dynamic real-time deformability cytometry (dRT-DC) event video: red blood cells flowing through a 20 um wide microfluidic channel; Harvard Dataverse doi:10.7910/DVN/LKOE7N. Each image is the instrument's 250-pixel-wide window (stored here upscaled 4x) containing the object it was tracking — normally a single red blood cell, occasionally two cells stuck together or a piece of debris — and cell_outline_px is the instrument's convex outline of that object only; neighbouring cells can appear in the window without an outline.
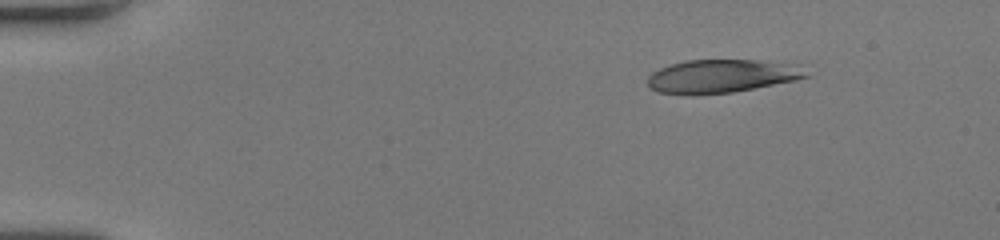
{"species": "human", "species_latin": "Homo sapiens", "temperature_condition": "room temperature", "stored_images_in_passage": 46, "camera_frame_rate_fps": 3000, "um_per_image_px": 0.085, "donor": {"sex": "female"}, "frame": {"image": 1, "passage_image": 1, "time_ms": 0.0, "image_size_px": [1000, 240], "cell_outline_px": [[812, 76], [796, 80], [732, 92], [692, 96], [688, 96], [656, 92], [648, 88], [648, 76], [652, 72], [660, 68], [684, 60], [756, 60], [800, 64]], "centroid_in_image_um": [61.34, 6.48], "position_along_channel_um": 23.7, "area_um2": 31.39}}
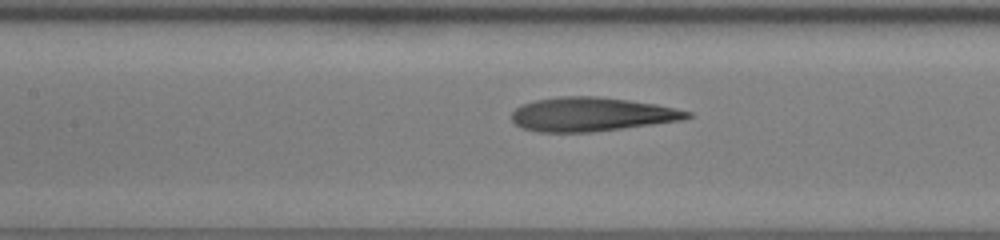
{"frame": {"image": 2, "passage_image": 19, "time_ms": 6.0, "image_size_px": [1000, 240], "cell_outline_px": [[692, 116], [680, 120], [592, 132], [536, 132], [524, 128], [516, 124], [512, 120], [512, 112], [516, 108], [524, 104], [536, 100], [560, 96], [596, 96], [628, 100], [656, 104], [692, 112]], "centroid_in_image_um": [50.26, 9.71], "position_along_channel_um": 157.1, "area_um2": 34.33}}
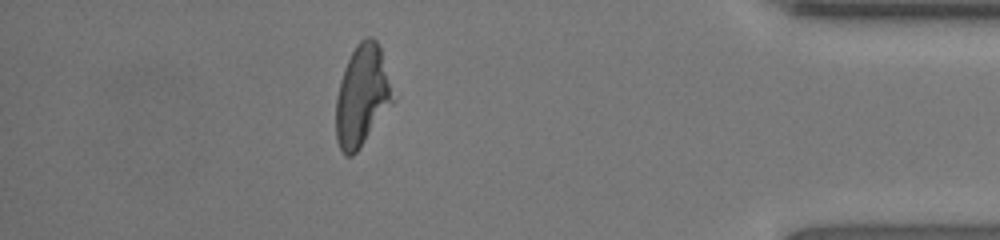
{"frame": {"image": 3, "passage_image": 40, "time_ms": 13.0, "image_size_px": [1000, 240], "cell_outline_px": [[400, 96], [356, 152], [352, 156], [344, 156], [336, 140], [336, 96], [340, 80], [344, 68], [356, 44], [360, 40], [368, 36], [372, 36], [376, 40], [380, 48]], "centroid_in_image_um": [30.86, 8.12], "position_along_channel_um": 404.3, "area_um2": 34.68}, "authors_computed_cell_mechanics": {"area_um2": 34.1309, "velocity_mm_per_s": 4.0713, "shape_relaxation_time_tau1_ms": 8.5261, "shape_relaxation_time_tau2_ms": 2.2804, "deformation_change_tau1": 0.2933, "deformation_change_tau2": 0.1333}}